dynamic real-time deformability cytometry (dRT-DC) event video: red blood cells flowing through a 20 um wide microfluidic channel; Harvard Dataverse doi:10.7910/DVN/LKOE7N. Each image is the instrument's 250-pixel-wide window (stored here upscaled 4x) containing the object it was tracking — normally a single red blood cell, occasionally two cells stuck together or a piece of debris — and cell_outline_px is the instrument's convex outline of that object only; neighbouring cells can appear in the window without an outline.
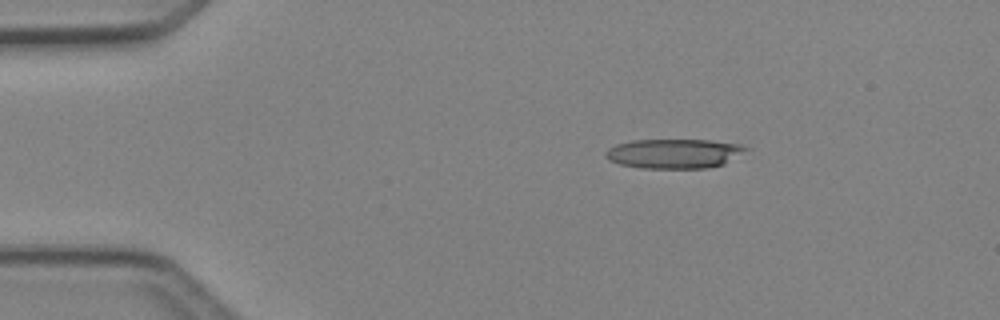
{"species": "Egyptian fruit bat (a non-hibernating species)", "species_latin": "Rousettus aegyptiacus", "temperature_condition": "cold", "stored_images_in_passage": 40, "camera_frame_rate_fps": 3000, "um_per_image_px": 0.085, "animal": {"sex": "female"}, "frame": {"image": 1, "passage_image": 1, "time_ms": 0.0, "image_size_px": [1000, 320], "cell_outline_px": [[748, 148], [724, 164], [708, 168], [640, 168], [620, 164], [608, 160], [604, 156], [604, 152], [608, 148], [616, 144], [632, 140], [708, 140], [740, 144]], "centroid_in_image_um": [57.23, 13.05], "position_along_channel_um": 27.8, "area_um2": 24.04}}
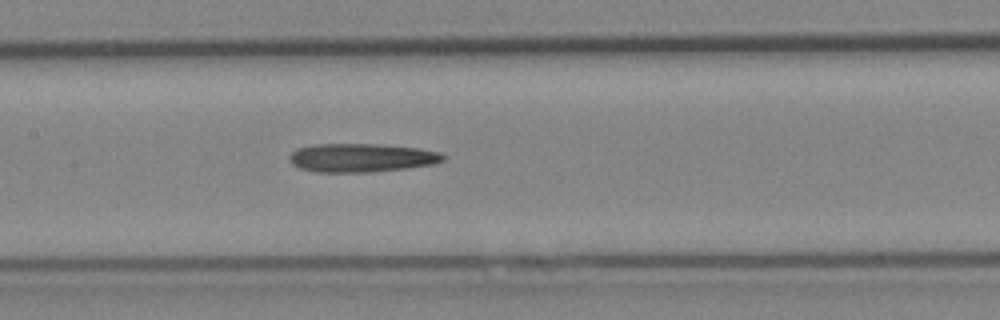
{"frame": {"image": 2, "passage_image": 16, "time_ms": 5.0, "image_size_px": [1000, 320], "cell_outline_px": [[444, 160], [432, 164], [408, 168], [372, 172], [316, 172], [300, 168], [292, 164], [288, 160], [288, 156], [296, 148], [312, 144], [372, 144], [420, 148], [440, 152], [444, 156]], "centroid_in_image_um": [30.68, 13.41], "position_along_channel_um": 176.7, "area_um2": 25.72}}
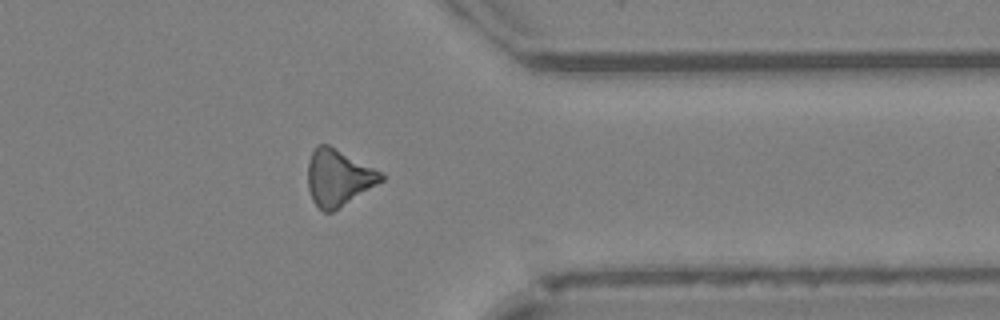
{"frame": {"image": 3, "passage_image": 31, "time_ms": 10.0, "image_size_px": [1000, 320], "cell_outline_px": [[384, 180], [332, 212], [324, 212], [312, 200], [308, 188], [308, 164], [312, 152], [320, 144], [328, 144], [384, 172]], "centroid_in_image_um": [28.78, 15.09], "position_along_channel_um": 382.6, "area_um2": 23.99}}